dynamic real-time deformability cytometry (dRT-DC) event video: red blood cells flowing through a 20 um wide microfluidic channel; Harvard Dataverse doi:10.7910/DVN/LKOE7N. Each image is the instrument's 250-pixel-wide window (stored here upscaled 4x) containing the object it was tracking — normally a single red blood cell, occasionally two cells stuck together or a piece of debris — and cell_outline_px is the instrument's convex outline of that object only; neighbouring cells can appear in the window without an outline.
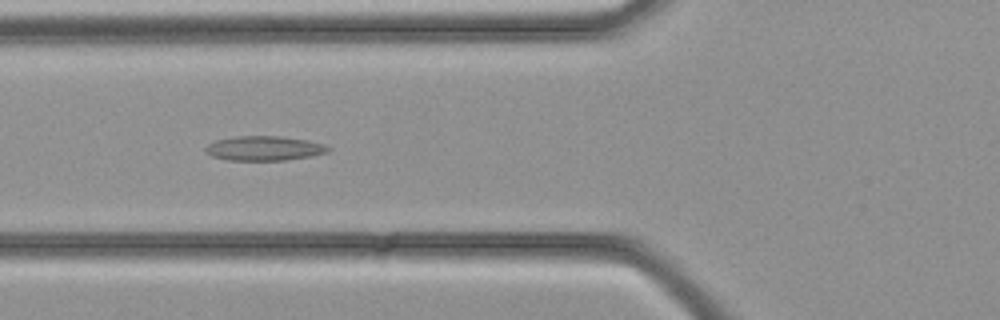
{"species": "common noctule bat (a hibernating species)", "species_latin": "Nyctalus noctula", "temperature_condition": "cold", "stored_images_in_passage": 30, "camera_frame_rate_fps": 3000, "um_per_image_px": 0.085, "animal": {"sex": "female", "body_mass_g": 21.9}, "frame": {"image": 1, "passage_image": 9, "time_ms": 2.667, "image_size_px": [1000, 320], "cell_outline_px": [[332, 148], [328, 152], [312, 156], [284, 160], [228, 160], [212, 156], [204, 152], [204, 148], [208, 144], [216, 140], [236, 136], [280, 136], [308, 140], [324, 144]], "centroid_in_image_um": [22.46, 12.6], "position_along_channel_um": 103.3, "area_um2": 17.63}}
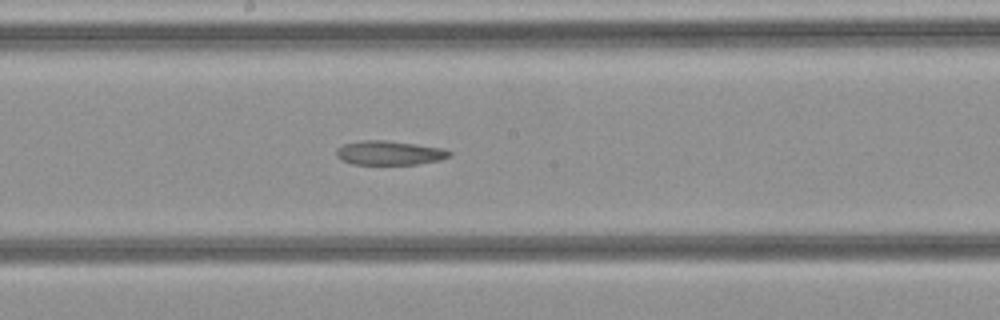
{"frame": {"image": 2, "passage_image": 15, "time_ms": 4.667, "image_size_px": [1000, 320], "cell_outline_px": [[452, 156], [440, 160], [416, 164], [352, 164], [340, 160], [336, 156], [336, 148], [344, 144], [364, 140], [388, 140], [444, 148], [452, 152]], "centroid_in_image_um": [33.1, 12.99], "position_along_channel_um": 215.1, "area_um2": 16.07}}
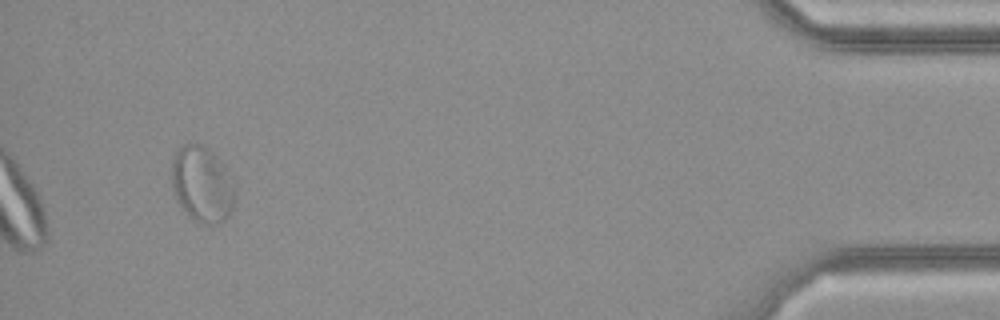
{"frame": {"image": 3, "passage_image": 30, "time_ms": 9.667, "image_size_px": [1000, 320], "cell_outline_px": [[236, 192], [232, 208], [224, 220], [208, 224], [204, 224], [196, 220], [180, 204], [176, 196], [172, 184], [172, 160], [176, 152], [184, 144], [200, 144], [208, 148], [232, 172], [236, 184]], "centroid_in_image_um": [17.24, 15.61], "position_along_channel_um": 418.0, "area_um2": 27.86}}